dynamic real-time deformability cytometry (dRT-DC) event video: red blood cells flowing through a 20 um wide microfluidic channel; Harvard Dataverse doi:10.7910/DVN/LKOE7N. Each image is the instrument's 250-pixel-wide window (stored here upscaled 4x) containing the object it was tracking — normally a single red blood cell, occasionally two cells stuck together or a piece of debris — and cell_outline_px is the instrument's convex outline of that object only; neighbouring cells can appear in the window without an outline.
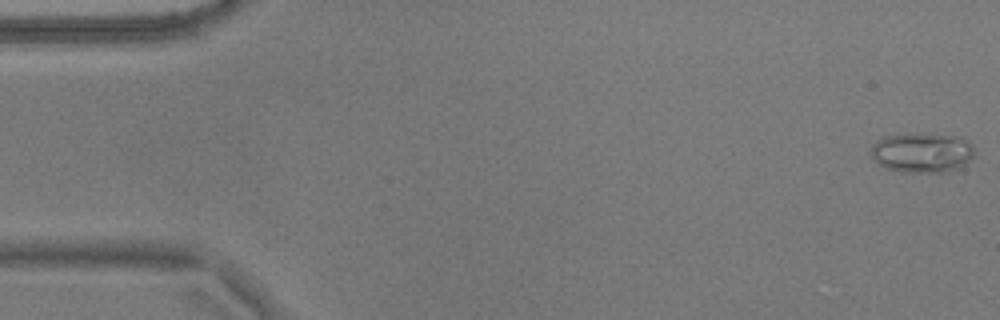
{"species": "common noctule bat (a hibernating species)", "species_latin": "Nyctalus noctula", "temperature_condition": "warm", "stored_images_in_passage": 15, "camera_frame_rate_fps": 3000, "um_per_image_px": 0.085, "animal": {"sex": "male", "body_mass_g": 17.9}, "frame": {"image": 1, "passage_image": 1, "time_ms": 0.0, "image_size_px": [1000, 320], "cell_outline_px": [[972, 156], [964, 164], [948, 172], [904, 172], [888, 168], [880, 164], [872, 156], [872, 144], [876, 140], [884, 136], [912, 132], [916, 132], [964, 136], [972, 144]], "centroid_in_image_um": [78.38, 12.92], "position_along_channel_um": 6.6, "area_um2": 24.28}}